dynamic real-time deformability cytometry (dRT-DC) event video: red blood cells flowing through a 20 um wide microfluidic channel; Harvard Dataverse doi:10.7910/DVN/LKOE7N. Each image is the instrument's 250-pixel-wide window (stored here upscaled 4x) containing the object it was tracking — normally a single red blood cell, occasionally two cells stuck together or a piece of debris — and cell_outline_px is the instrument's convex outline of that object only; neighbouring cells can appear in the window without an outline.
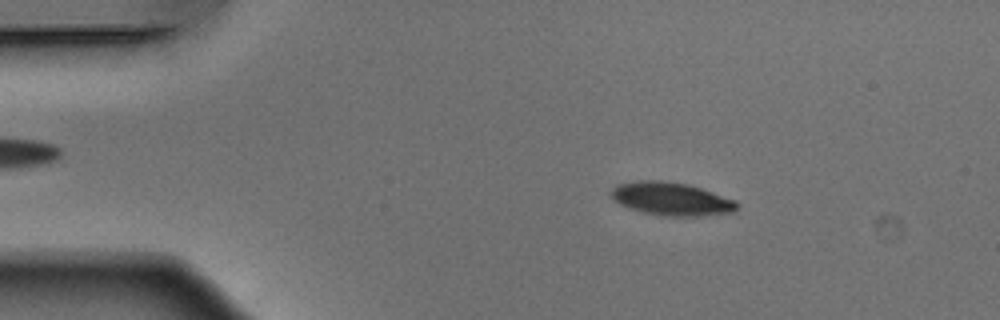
{"species": "Egyptian fruit bat (a non-hibernating species)", "species_latin": "Rousettus aegyptiacus", "temperature_condition": "warm", "stored_images_in_passage": 51, "camera_frame_rate_fps": 3000, "um_per_image_px": 0.085, "animal": {"sex": "male"}, "frame": {"image": 1, "passage_image": 8, "time_ms": 2.333, "image_size_px": [1000, 320], "cell_outline_px": [[740, 204], [732, 212], [704, 216], [664, 216], [644, 212], [628, 208], [612, 200], [608, 192], [616, 184], [636, 180], [660, 180], [688, 184], [736, 200]], "centroid_in_image_um": [57.01, 16.9], "position_along_channel_um": 28.0, "area_um2": 24.57}}
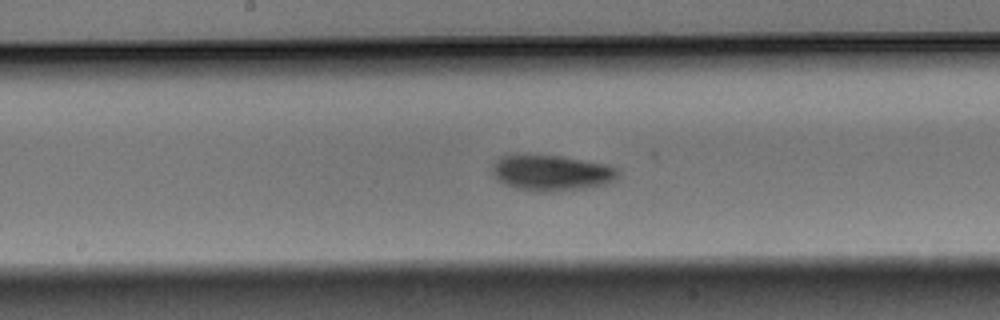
{"frame": {"image": 2, "passage_image": 26, "time_ms": 8.333, "image_size_px": [1000, 320], "cell_outline_px": [[620, 172], [616, 180], [608, 184], [584, 188], [556, 192], [532, 192], [516, 188], [504, 184], [496, 180], [492, 172], [492, 168], [496, 160], [500, 156], [560, 156], [608, 164], [616, 168]], "centroid_in_image_um": [46.91, 14.72], "position_along_channel_um": 201.3, "area_um2": 26.36}}
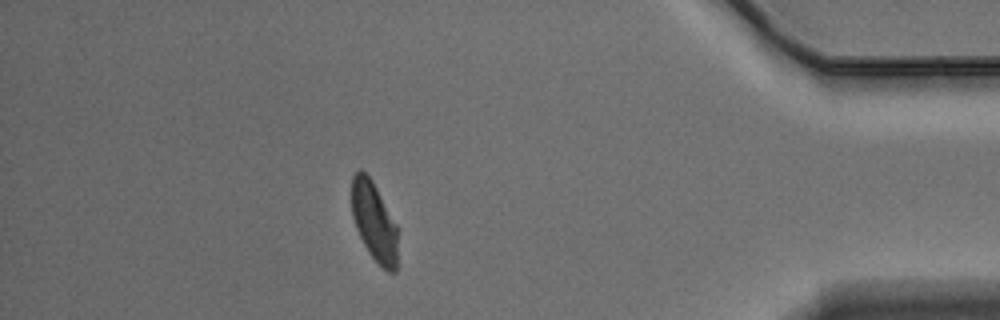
{"frame": {"image": 3, "passage_image": 45, "time_ms": 14.667, "image_size_px": [1000, 320], "cell_outline_px": [[396, 272], [388, 272], [368, 252], [356, 228], [352, 216], [352, 176], [360, 168], [372, 180], [396, 224]], "centroid_in_image_um": [31.78, 18.81], "position_along_channel_um": 403.4, "area_um2": 20.75}, "authors_computed_cell_mechanics": {"area_um2": 24.2182, "velocity_mm_per_s": 3.873, "shape_relaxation_time_tau1_ms": 2.2445, "shape_relaxation_time_tau2_ms": 5.2875, "deformation_change_tau1": 0.1311, "deformation_change_tau2": 0.1018}}